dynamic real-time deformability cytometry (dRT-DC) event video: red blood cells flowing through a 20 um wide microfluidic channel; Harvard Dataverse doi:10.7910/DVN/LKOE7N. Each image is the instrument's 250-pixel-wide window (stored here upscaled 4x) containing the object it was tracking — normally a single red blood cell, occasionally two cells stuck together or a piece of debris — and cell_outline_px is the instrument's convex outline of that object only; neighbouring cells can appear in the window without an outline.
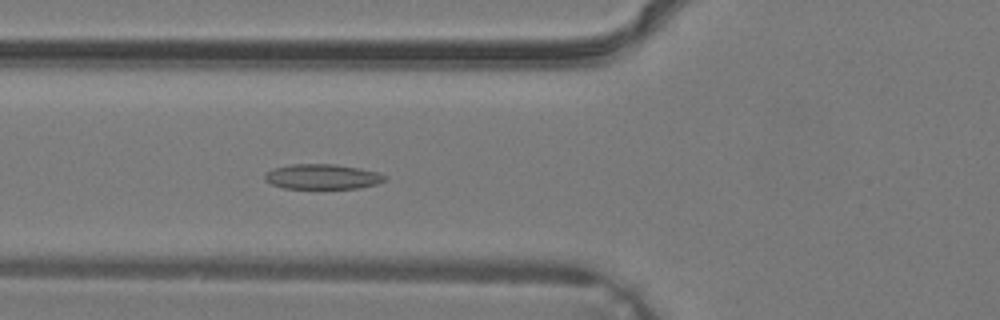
{"species": "common noctule bat (a hibernating species)", "species_latin": "Nyctalus noctula", "temperature_condition": "warm", "stored_images_in_passage": 37, "camera_frame_rate_fps": 3000, "um_per_image_px": 0.085, "animal": {"sex": "male", "body_mass_g": 19.2, "forearm_length_mm": 51.8}, "frame": {"image": 1, "passage_image": 14, "time_ms": 4.333, "image_size_px": [1000, 320], "cell_outline_px": [[388, 180], [376, 184], [360, 188], [284, 188], [272, 184], [264, 180], [264, 176], [268, 172], [276, 168], [292, 164], [336, 164], [360, 168], [376, 172], [388, 176]], "centroid_in_image_um": [27.46, 15.02], "position_along_channel_um": 98.3, "area_um2": 17.46}}
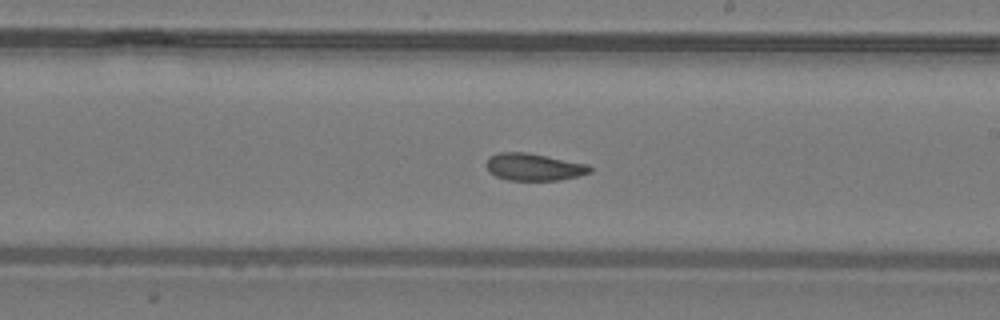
{"frame": {"image": 2, "passage_image": 22, "time_ms": 7.0, "image_size_px": [1000, 320], "cell_outline_px": [[592, 172], [560, 180], [508, 180], [496, 176], [488, 172], [488, 156], [500, 152], [528, 152], [588, 164], [592, 168]], "centroid_in_image_um": [45.39, 14.19], "position_along_channel_um": 243.6, "area_um2": 16.42}}
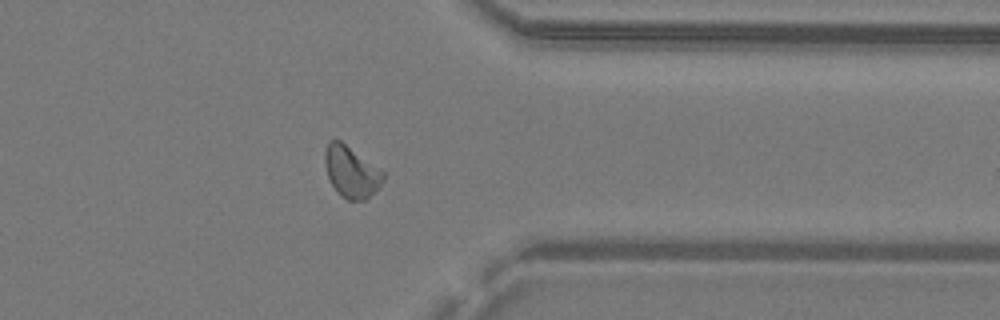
{"frame": {"image": 3, "passage_image": 30, "time_ms": 9.667, "image_size_px": [1000, 320], "cell_outline_px": [[384, 180], [364, 200], [348, 200], [340, 196], [336, 192], [328, 176], [324, 164], [324, 152], [328, 144], [332, 140], [340, 140], [384, 172]], "centroid_in_image_um": [29.82, 14.61], "position_along_channel_um": 381.6, "area_um2": 17.11}}